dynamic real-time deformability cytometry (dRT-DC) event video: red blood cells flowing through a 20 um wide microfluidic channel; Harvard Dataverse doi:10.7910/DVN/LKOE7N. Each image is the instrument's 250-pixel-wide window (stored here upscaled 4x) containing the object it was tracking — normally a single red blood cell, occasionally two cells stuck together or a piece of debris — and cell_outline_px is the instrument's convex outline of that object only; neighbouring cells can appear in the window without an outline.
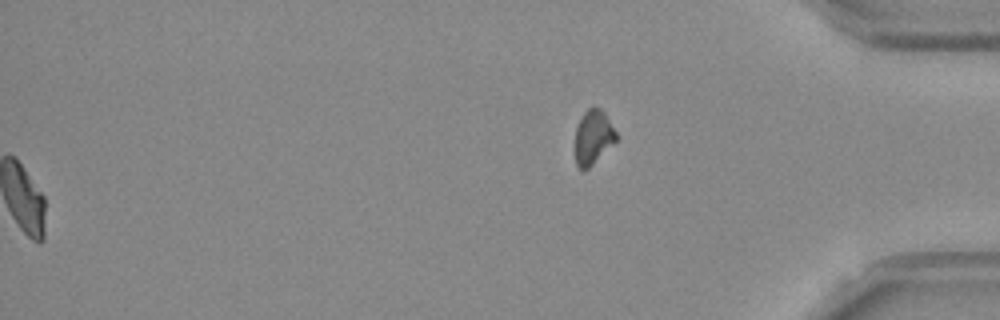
{"species": "Egyptian fruit bat (a non-hibernating species)", "species_latin": "Rousettus aegyptiacus", "temperature_condition": "room temperature", "stored_images_in_passage": 44, "segment_of_instrument_passage": [2, 2], "camera_frame_rate_fps": 3000, "um_per_image_px": 0.085, "frame": {"image": 1, "passage_image": 44, "time_ms": 14.333, "image_size_px": [1000, 320], "cell_outline_px": [[616, 140], [588, 168], [580, 168], [576, 164], [576, 128], [584, 112], [588, 108], [600, 108], [604, 112], [616, 132]], "centroid_in_image_um": [50.41, 11.63], "position_along_channel_um": 384.8, "area_um2": 12.43}}